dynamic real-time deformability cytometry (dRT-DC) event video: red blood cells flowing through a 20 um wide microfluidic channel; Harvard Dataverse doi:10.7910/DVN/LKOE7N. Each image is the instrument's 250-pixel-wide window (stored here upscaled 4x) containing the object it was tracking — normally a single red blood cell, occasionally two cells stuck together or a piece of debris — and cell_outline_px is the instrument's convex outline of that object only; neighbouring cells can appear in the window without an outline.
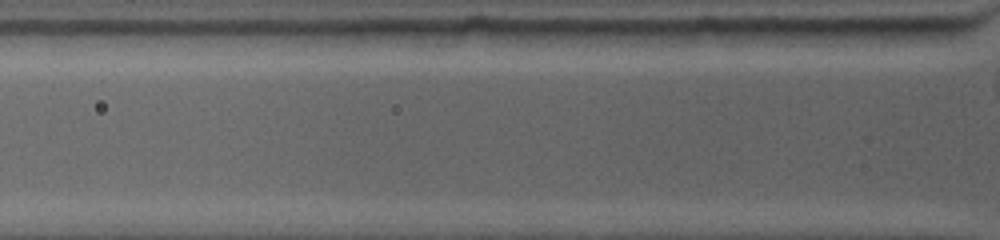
{"species": "common noctule bat (a hibernating species)", "species_latin": "Nyctalus noctula", "temperature_condition": "warm", "stored_images_in_passage": 3, "camera_frame_rate_fps": 4500, "um_per_image_px": 0.085, "animal": {"sex": "female", "body_mass_g": 19.0, "forearm_length_mm": 53.3}, "frame": {"image": 1, "passage_image": 3, "time_ms": 0.889, "image_size_px": [1000, 240], "cell_outline_px": [[952, 32], [944, 36], [924, 44], [892, 48], [804, 44], [796, 28], [952, 28]], "centroid_in_image_um": [74.08, 3.11], "position_along_channel_um": 51.7, "area_um2": 18.15}}